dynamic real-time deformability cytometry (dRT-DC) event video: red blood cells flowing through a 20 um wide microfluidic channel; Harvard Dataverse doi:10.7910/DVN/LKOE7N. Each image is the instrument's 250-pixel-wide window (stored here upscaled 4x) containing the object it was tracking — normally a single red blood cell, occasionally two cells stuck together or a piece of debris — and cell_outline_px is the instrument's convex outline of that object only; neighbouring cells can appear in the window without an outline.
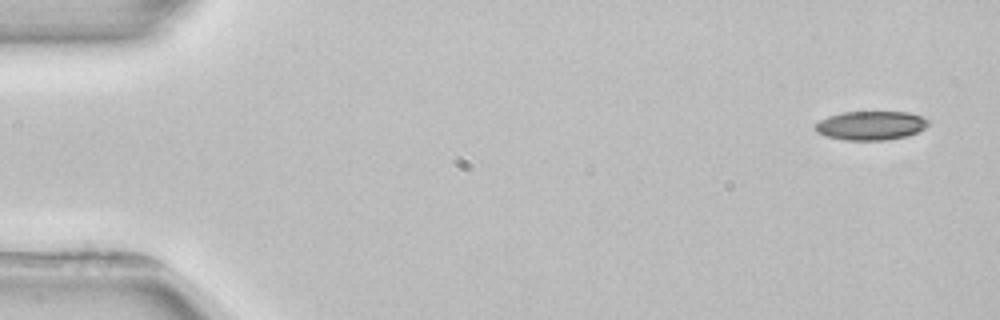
{"species": "common noctule bat (a hibernating species)", "species_latin": "Nyctalus noctula", "temperature_condition": "room temperature", "stored_images_in_passage": 4, "camera_frame_rate_fps": 3000, "um_per_image_px": 0.085, "animal": {"sex": "female", "body_mass_g": 22.7, "forearm_length_mm": 54.2}, "frame": {"image": 1, "passage_image": 1, "time_ms": 0.0, "image_size_px": [1000, 320], "cell_outline_px": [[928, 124], [924, 128], [916, 132], [904, 136], [888, 140], [844, 140], [828, 136], [816, 132], [816, 124], [820, 120], [828, 116], [844, 112], [908, 112], [920, 116], [928, 120]], "centroid_in_image_um": [74.01, 10.67], "position_along_channel_um": 11.0, "area_um2": 18.79}}
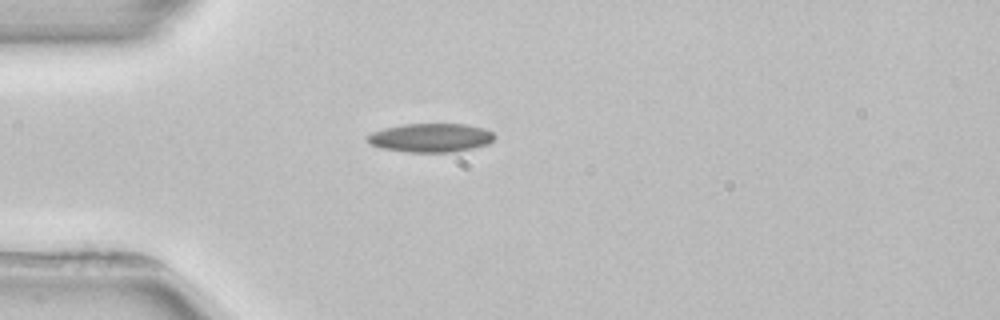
{"frame": {"image": 2, "passage_image": 4, "time_ms": 4.0, "image_size_px": [1000, 320], "cell_outline_px": [[496, 136], [488, 144], [456, 152], [408, 152], [380, 148], [372, 144], [364, 136], [372, 132], [384, 128], [404, 124], [464, 124], [484, 128], [492, 132]], "centroid_in_image_um": [36.61, 11.71], "position_along_channel_um": 48.4, "area_um2": 21.33}}